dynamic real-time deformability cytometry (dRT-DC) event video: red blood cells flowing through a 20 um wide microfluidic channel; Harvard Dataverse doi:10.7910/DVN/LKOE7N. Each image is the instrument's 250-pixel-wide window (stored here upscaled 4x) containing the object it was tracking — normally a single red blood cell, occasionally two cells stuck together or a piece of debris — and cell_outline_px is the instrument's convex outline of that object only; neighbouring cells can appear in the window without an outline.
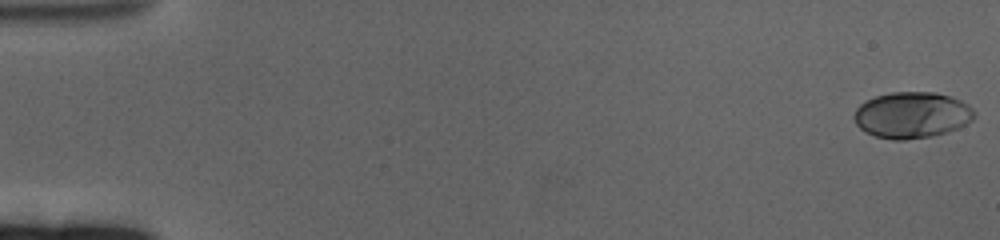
{"species": "human", "species_latin": "Homo sapiens", "temperature_condition": "cold", "stored_images_in_passage": 63, "camera_frame_rate_fps": 3000, "um_per_image_px": 0.085, "donor": {"sex": "female"}, "frame": {"image": 1, "passage_image": 1, "time_ms": 0.0, "image_size_px": [1000, 240], "cell_outline_px": [[976, 116], [972, 120], [956, 128], [932, 136], [904, 140], [892, 140], [876, 136], [864, 132], [856, 124], [852, 116], [856, 108], [860, 104], [876, 96], [892, 92], [936, 92], [960, 100], [968, 104], [976, 112]], "centroid_in_image_um": [77.49, 9.78], "position_along_channel_um": 7.5, "area_um2": 32.37}}
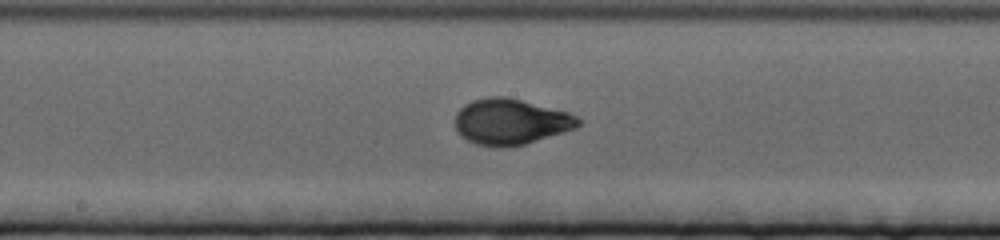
{"frame": {"image": 2, "passage_image": 34, "time_ms": 11.0, "image_size_px": [1000, 240], "cell_outline_px": [[580, 124], [576, 128], [564, 132], [524, 144], [504, 148], [496, 148], [476, 144], [460, 136], [456, 128], [456, 112], [464, 104], [472, 100], [488, 96], [504, 96], [568, 112], [576, 116], [580, 120]], "centroid_in_image_um": [43.37, 10.35], "position_along_channel_um": 204.8, "area_um2": 32.89}}
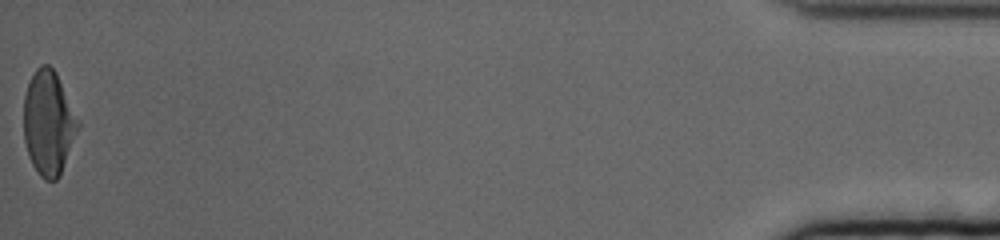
{"frame": {"image": 3, "passage_image": 63, "time_ms": 20.667, "image_size_px": [1000, 240], "cell_outline_px": [[80, 124], [60, 176], [56, 180], [44, 180], [40, 176], [32, 164], [28, 156], [24, 140], [24, 96], [28, 84], [36, 68], [40, 64], [48, 64], [56, 72], [80, 120]], "centroid_in_image_um": [4.13, 10.44], "position_along_channel_um": 431.1, "area_um2": 33.12}, "authors_computed_cell_mechanics": {"area_um2": 31.4432, "velocity_mm_per_s": 3.2733, "shape_relaxation_time_tau1_ms": 3.9661, "shape_relaxation_time_tau2_ms": null, "deformation_change_tau1": 0.1735, "deformation_change_tau2": null}}